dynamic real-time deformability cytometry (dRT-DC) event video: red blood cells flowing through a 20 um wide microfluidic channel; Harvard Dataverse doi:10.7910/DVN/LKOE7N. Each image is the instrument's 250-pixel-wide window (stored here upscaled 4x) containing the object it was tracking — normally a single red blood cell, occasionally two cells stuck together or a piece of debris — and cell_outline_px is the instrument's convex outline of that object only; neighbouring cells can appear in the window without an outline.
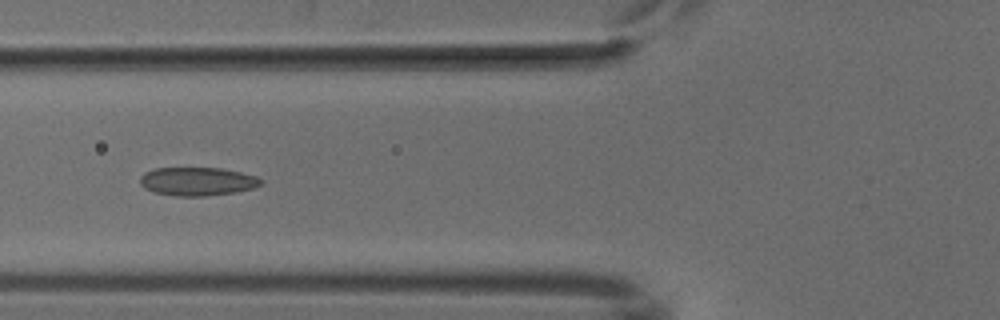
{"species": "common noctule bat (a hibernating species)", "species_latin": "Nyctalus noctula", "temperature_condition": "cold", "stored_images_in_passage": 6, "camera_frame_rate_fps": 3000, "um_per_image_px": 0.085, "animal": {"sex": "male", "body_mass_g": 18.8}, "frame": {"image": 1, "passage_image": 6, "time_ms": 5.667, "image_size_px": [1000, 320], "cell_outline_px": [[264, 180], [260, 184], [252, 188], [236, 192], [204, 196], [176, 196], [152, 192], [144, 188], [140, 184], [140, 176], [144, 172], [156, 168], [220, 168], [240, 172], [256, 176]], "centroid_in_image_um": [16.74, 15.42], "position_along_channel_um": 109.1, "area_um2": 20.06}}